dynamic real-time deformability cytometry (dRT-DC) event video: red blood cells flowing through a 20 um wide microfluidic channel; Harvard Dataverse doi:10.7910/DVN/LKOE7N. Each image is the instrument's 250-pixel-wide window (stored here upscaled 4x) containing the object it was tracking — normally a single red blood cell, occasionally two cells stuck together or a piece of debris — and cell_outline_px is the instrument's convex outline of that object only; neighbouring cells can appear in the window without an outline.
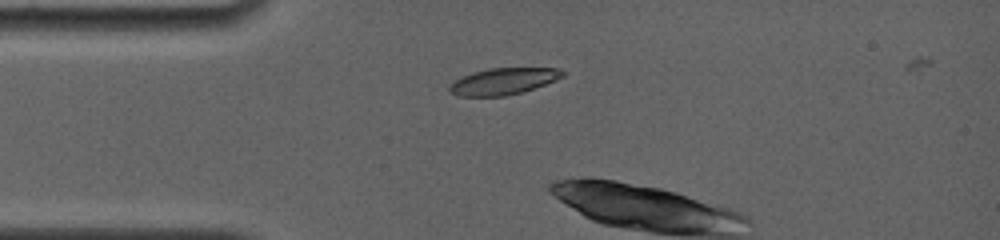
{"species": "common noctule bat (a hibernating species)", "species_latin": "Nyctalus noctula", "temperature_condition": "room temperature", "stored_images_in_passage": 28, "camera_frame_rate_fps": 4000, "um_per_image_px": 0.085, "animal": {"sex": "female", "body_mass_g": 19.0, "forearm_length_mm": 56.7}, "frame": {"image": 1, "passage_image": 1, "time_ms": 0.0, "image_size_px": [1000, 240], "cell_outline_px": [[564, 76], [556, 80], [520, 92], [504, 96], [456, 96], [448, 88], [448, 84], [464, 76], [488, 68], [560, 68], [564, 72]], "centroid_in_image_um": [42.78, 6.9], "position_along_channel_um": 42.2, "area_um2": 17.22}}
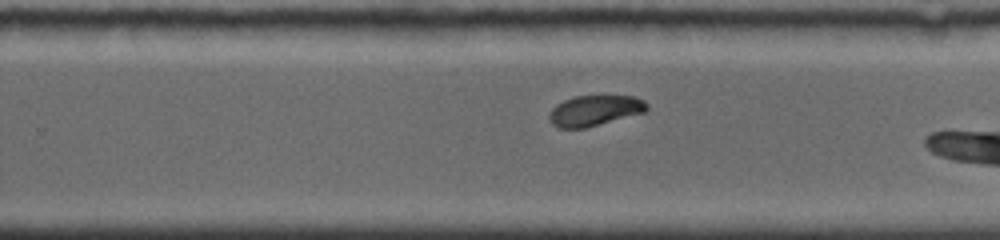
{"frame": {"image": 2, "passage_image": 16, "time_ms": 6.75, "image_size_px": [1000, 240], "cell_outline_px": [[648, 108], [644, 112], [584, 128], [560, 128], [552, 124], [548, 120], [548, 116], [552, 108], [556, 104], [564, 100], [576, 96], [632, 96], [644, 100], [648, 104]], "centroid_in_image_um": [50.51, 9.39], "position_along_channel_um": 279.3, "area_um2": 17.22}}
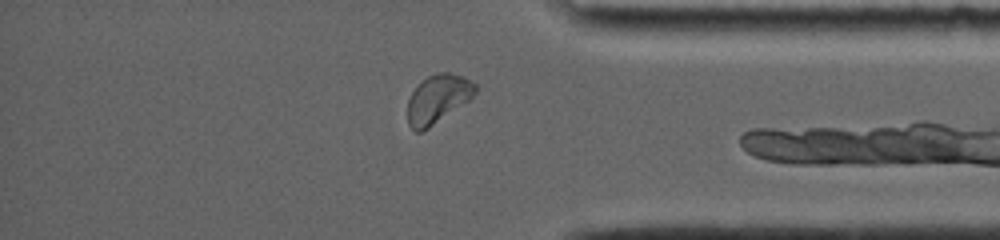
{"frame": {"image": 3, "passage_image": 24, "time_ms": 10.0, "image_size_px": [1000, 240], "cell_outline_px": [[476, 92], [468, 100], [428, 128], [420, 132], [416, 132], [408, 124], [408, 100], [412, 92], [428, 76], [440, 72], [448, 72], [464, 76], [476, 84]], "centroid_in_image_um": [37.21, 8.4], "position_along_channel_um": 398.0, "area_um2": 18.67}, "authors_computed_cell_mechanics": {"area_um2": 18.4093, "velocity_mm_per_s": 3.7535, "shape_relaxation_time_tau1_ms": 3.102, "shape_relaxation_time_tau2_ms": null, "deformation_change_tau1": 0.104, "deformation_change_tau2": null}}